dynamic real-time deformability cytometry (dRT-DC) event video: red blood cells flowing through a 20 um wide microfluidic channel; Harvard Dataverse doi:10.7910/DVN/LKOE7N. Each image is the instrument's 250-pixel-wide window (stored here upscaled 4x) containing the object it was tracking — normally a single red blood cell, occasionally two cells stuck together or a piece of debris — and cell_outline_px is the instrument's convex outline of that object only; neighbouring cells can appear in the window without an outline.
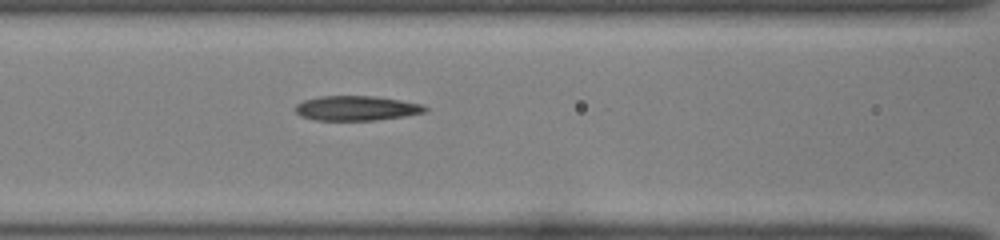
{"species": "common noctule bat (a hibernating species)", "species_latin": "Nyctalus noctula", "temperature_condition": "room temperature", "stored_images_in_passage": 40, "camera_frame_rate_fps": 3000, "um_per_image_px": 0.085, "animal": {"sex": "female", "body_mass_g": 22.0, "forearm_length_mm": 56.7}, "frame": {"image": 1, "passage_image": 21, "time_ms": 6.667, "image_size_px": [1000, 240], "cell_outline_px": [[428, 108], [424, 112], [404, 116], [372, 120], [316, 120], [300, 116], [296, 112], [296, 104], [304, 100], [320, 96], [376, 96], [400, 100], [420, 104]], "centroid_in_image_um": [30.26, 9.19], "position_along_channel_um": 136.3, "area_um2": 18.5}}
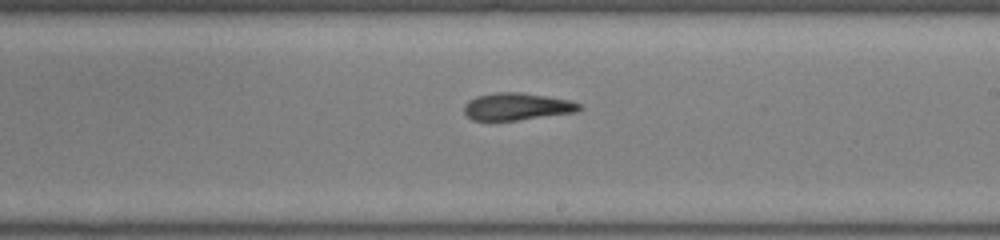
{"frame": {"image": 2, "passage_image": 29, "time_ms": 9.333, "image_size_px": [1000, 240], "cell_outline_px": [[584, 108], [576, 112], [516, 120], [472, 120], [464, 112], [464, 104], [468, 100], [476, 96], [496, 92], [520, 92], [572, 100], [580, 104]], "centroid_in_image_um": [43.95, 9.05], "position_along_channel_um": 245.1, "area_um2": 18.32}}
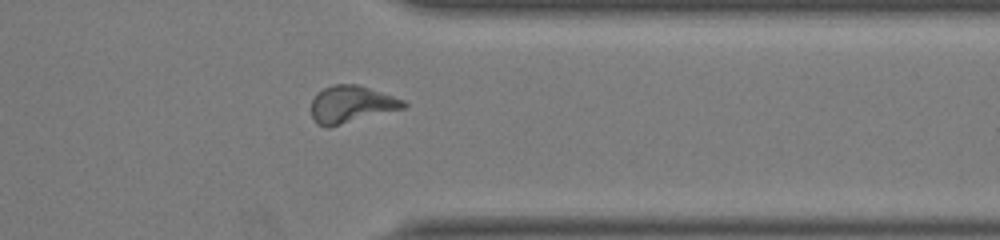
{"frame": {"image": 3, "passage_image": 39, "time_ms": 12.667, "image_size_px": [1000, 240], "cell_outline_px": [[408, 104], [404, 108], [328, 128], [316, 124], [312, 116], [312, 100], [316, 92], [332, 84], [356, 84], [404, 100]], "centroid_in_image_um": [29.82, 8.88], "position_along_channel_um": 381.6, "area_um2": 19.88}}